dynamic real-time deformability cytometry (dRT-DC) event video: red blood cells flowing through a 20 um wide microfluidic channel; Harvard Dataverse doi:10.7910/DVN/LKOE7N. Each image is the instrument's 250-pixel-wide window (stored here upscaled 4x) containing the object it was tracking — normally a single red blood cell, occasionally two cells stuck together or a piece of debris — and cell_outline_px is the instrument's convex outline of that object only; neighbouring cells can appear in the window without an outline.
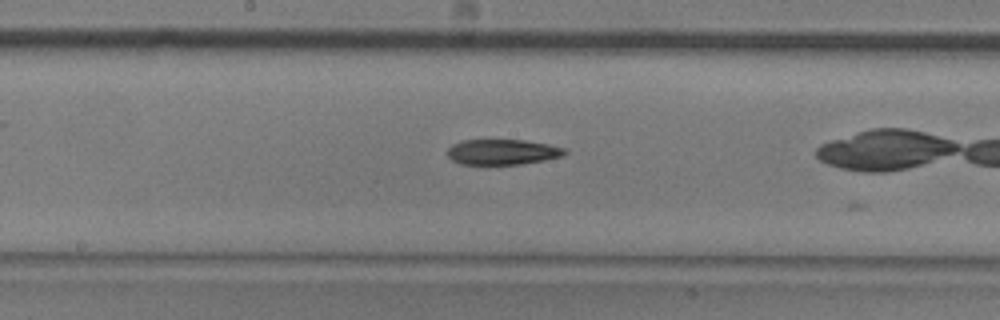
{"species": "common noctule bat (a hibernating species)", "species_latin": "Nyctalus noctula", "temperature_condition": "room temperature", "stored_images_in_passage": 24, "camera_frame_rate_fps": 3000, "um_per_image_px": 0.085, "animal": {"sex": "male", "body_mass_g": 20.5, "forearm_length_mm": 52.5}, "frame": {"image": 1, "passage_image": 22, "time_ms": 7.0, "image_size_px": [1000, 320], "cell_outline_px": [[568, 152], [560, 156], [544, 160], [520, 164], [460, 164], [452, 160], [448, 156], [448, 148], [452, 144], [460, 140], [524, 140], [548, 144], [568, 148]], "centroid_in_image_um": [42.71, 12.91], "position_along_channel_um": 205.5, "area_um2": 17.4}}